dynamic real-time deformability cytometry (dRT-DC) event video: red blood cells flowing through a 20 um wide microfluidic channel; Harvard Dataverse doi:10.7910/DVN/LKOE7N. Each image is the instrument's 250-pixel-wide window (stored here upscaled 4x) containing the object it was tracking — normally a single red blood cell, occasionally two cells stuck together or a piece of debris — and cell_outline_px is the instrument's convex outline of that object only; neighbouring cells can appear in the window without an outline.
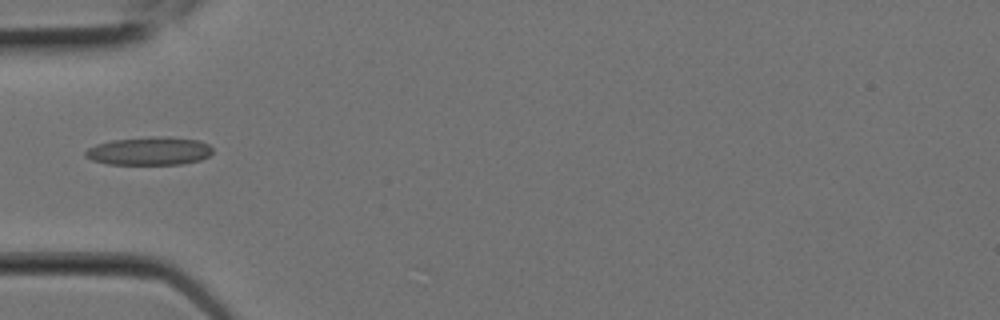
{"species": "Egyptian fruit bat (a non-hibernating species)", "species_latin": "Rousettus aegyptiacus", "temperature_condition": "room temperature", "stored_images_in_passage": 6, "camera_frame_rate_fps": 3000, "um_per_image_px": 0.085, "animal": {"sex": "female"}, "frame": {"image": 1, "passage_image": 3, "time_ms": 0.667, "image_size_px": [1000, 320], "cell_outline_px": [[212, 152], [208, 156], [200, 160], [184, 164], [108, 164], [92, 160], [84, 156], [84, 152], [88, 148], [96, 144], [112, 140], [148, 136], [168, 136], [200, 140], [208, 144], [212, 148]], "centroid_in_image_um": [12.7, 12.82], "position_along_channel_um": 72.3, "area_um2": 21.15}}
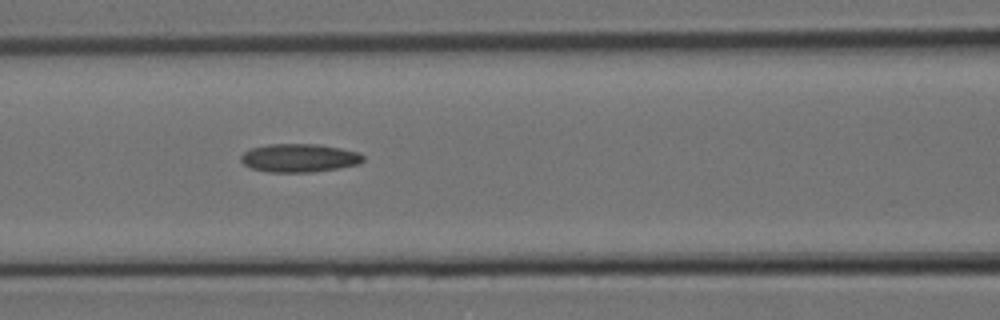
{"frame": {"image": 2, "passage_image": 5, "time_ms": 1.333, "image_size_px": [1000, 320], "cell_outline_px": [[364, 160], [356, 164], [336, 168], [312, 172], [268, 172], [252, 168], [244, 164], [240, 160], [240, 156], [244, 152], [252, 148], [268, 144], [320, 144], [360, 152], [364, 156]], "centroid_in_image_um": [25.43, 13.42], "position_along_channel_um": 141.2, "area_um2": 20.11}}
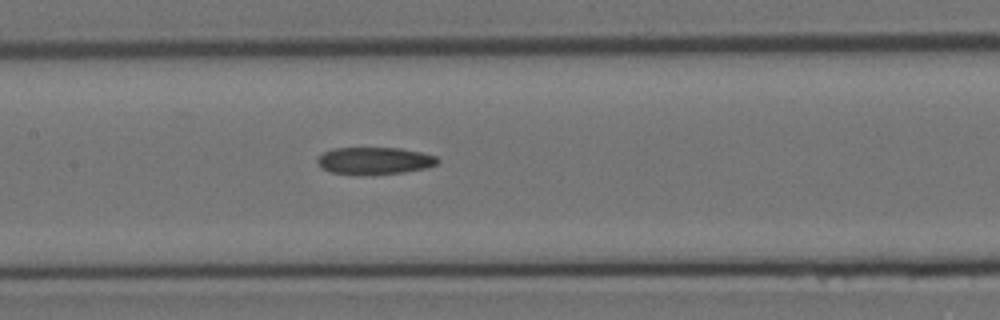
{"frame": {"image": 3, "passage_image": 6, "time_ms": 1.667, "image_size_px": [1000, 320], "cell_outline_px": [[440, 160], [436, 164], [424, 168], [404, 172], [332, 172], [320, 168], [316, 164], [316, 160], [324, 152], [332, 148], [400, 148], [420, 152], [436, 156]], "centroid_in_image_um": [31.82, 13.61], "position_along_channel_um": 175.6, "area_um2": 18.21}}